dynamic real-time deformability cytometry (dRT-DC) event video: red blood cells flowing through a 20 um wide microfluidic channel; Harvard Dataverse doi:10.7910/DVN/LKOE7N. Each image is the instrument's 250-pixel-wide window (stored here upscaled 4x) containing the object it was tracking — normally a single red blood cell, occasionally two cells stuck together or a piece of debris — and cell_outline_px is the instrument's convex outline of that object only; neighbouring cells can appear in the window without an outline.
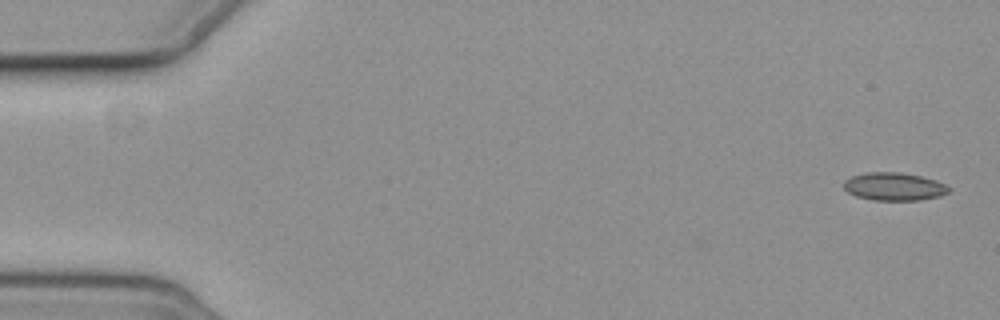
{"species": "common noctule bat (a hibernating species)", "species_latin": "Nyctalus noctula", "temperature_condition": "cold", "stored_images_in_passage": 5, "segment_of_instrument_passage": [2, 2], "camera_frame_rate_fps": 3000, "um_per_image_px": 0.085, "animal": {"sex": "female", "body_mass_g": 19.3, "forearm_length_mm": 54.1}, "frame": {"image": 1, "passage_image": 5, "time_ms": 5.667, "image_size_px": [1000, 320], "cell_outline_px": [[952, 188], [948, 192], [940, 196], [920, 200], [872, 200], [856, 196], [848, 192], [844, 188], [844, 180], [852, 176], [868, 172], [900, 172], [920, 176], [936, 180], [948, 184]], "centroid_in_image_um": [76.03, 15.86], "position_along_channel_um": 9.0, "area_um2": 17.22}}